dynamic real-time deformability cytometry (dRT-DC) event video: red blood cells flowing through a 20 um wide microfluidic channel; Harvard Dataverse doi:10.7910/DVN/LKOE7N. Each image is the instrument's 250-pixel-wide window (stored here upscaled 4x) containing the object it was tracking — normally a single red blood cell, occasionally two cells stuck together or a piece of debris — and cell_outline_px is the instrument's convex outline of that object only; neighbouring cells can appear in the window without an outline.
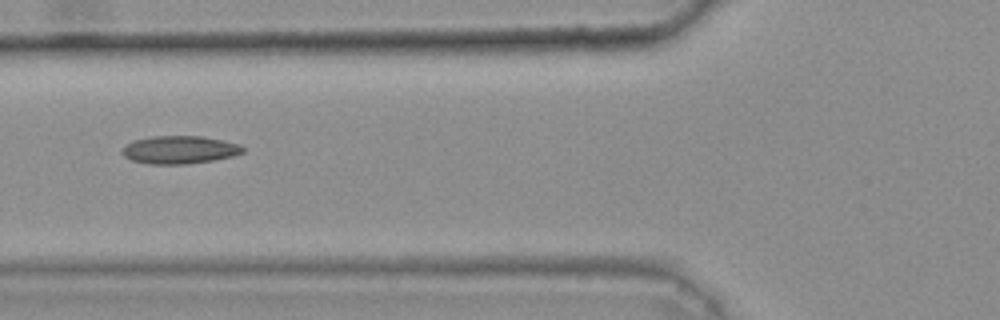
{"species": "common noctule bat (a hibernating species)", "species_latin": "Nyctalus noctula", "temperature_condition": "warm", "stored_images_in_passage": 33, "camera_frame_rate_fps": 3000, "um_per_image_px": 0.085, "animal": {"sex": "female", "body_mass_g": 25.1}, "frame": {"image": 1, "passage_image": 6, "time_ms": 1.667, "image_size_px": [1000, 320], "cell_outline_px": [[244, 152], [232, 156], [212, 160], [188, 164], [148, 164], [132, 160], [124, 156], [120, 152], [120, 148], [132, 140], [152, 136], [200, 136], [240, 144], [244, 148]], "centroid_in_image_um": [15.2, 12.73], "position_along_channel_um": 110.6, "area_um2": 19.71}, "authors_computed_cell_mechanics": {"area_um2": 18.5538, "velocity_mm_per_s": 3.8053, "shape_relaxation_time_tau1_ms": null, "shape_relaxation_time_tau2_ms": 2.8361, "deformation_change_tau1": null, "deformation_change_tau2": 0.1106}}